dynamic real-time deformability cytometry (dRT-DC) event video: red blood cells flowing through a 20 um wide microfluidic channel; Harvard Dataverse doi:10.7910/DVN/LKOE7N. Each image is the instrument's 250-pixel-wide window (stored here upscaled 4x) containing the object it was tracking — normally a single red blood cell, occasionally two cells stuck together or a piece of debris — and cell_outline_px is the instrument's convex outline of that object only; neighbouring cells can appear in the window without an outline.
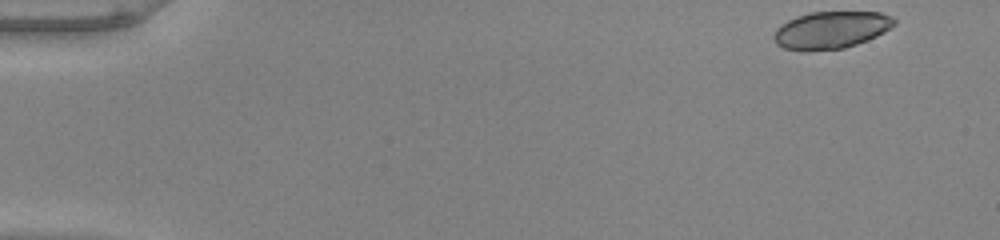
{"species": "common noctule bat (a hibernating species)", "species_latin": "Nyctalus noctula", "temperature_condition": "warm", "stored_images_in_passage": 4, "camera_frame_rate_fps": 3000, "um_per_image_px": 0.085, "animal": {"sex": "male", "body_mass_g": 20.0, "forearm_length_mm": 53.3}, "frame": {"image": 1, "passage_image": 1, "time_ms": 0.0, "image_size_px": [1000, 240], "cell_outline_px": [[896, 24], [884, 32], [876, 36], [856, 44], [844, 48], [808, 52], [804, 52], [784, 48], [776, 44], [772, 36], [776, 28], [788, 20], [796, 16], [812, 12], [880, 12], [892, 16], [896, 20]], "centroid_in_image_um": [70.61, 2.56], "position_along_channel_um": 14.4, "area_um2": 26.41}}